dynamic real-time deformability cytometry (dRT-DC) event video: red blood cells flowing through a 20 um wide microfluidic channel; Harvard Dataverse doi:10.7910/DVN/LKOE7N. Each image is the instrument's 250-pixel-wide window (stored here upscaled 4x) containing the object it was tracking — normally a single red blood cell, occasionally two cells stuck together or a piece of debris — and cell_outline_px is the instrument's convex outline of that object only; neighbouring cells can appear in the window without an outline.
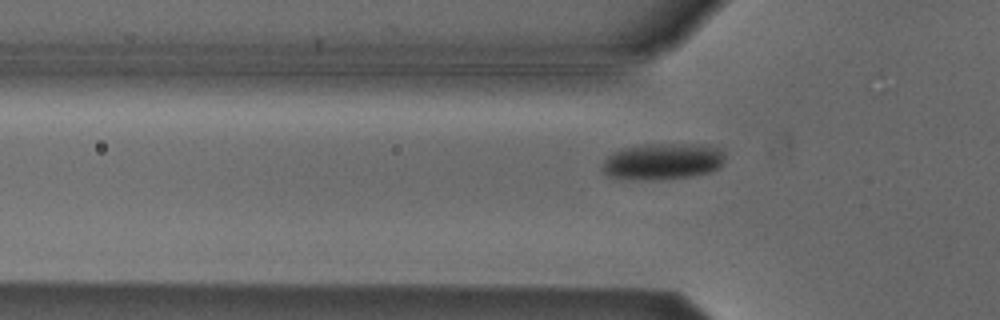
{"species": "Egyptian fruit bat (a non-hibernating species)", "species_latin": "Rousettus aegyptiacus", "temperature_condition": "cold", "stored_images_in_passage": 37, "camera_frame_rate_fps": 3000, "um_per_image_px": 0.085, "animal": {"sex": "male"}, "frame": {"image": 1, "passage_image": 3, "time_ms": 0.667, "image_size_px": [1000, 320], "cell_outline_px": [[724, 160], [720, 168], [712, 172], [688, 176], [656, 180], [636, 180], [608, 176], [600, 168], [604, 160], [612, 152], [620, 148], [644, 144], [704, 144], [720, 148], [724, 152]], "centroid_in_image_um": [56.32, 13.71], "position_along_channel_um": 69.5, "area_um2": 26.47}}
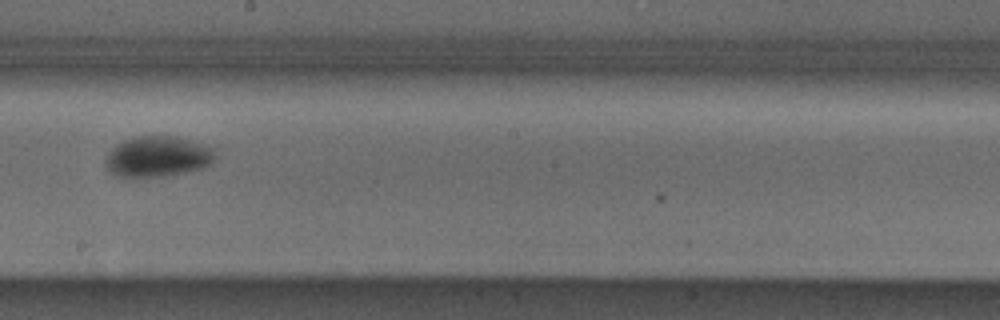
{"frame": {"image": 2, "passage_image": 16, "time_ms": 5.0, "image_size_px": [1000, 320], "cell_outline_px": [[216, 156], [212, 164], [204, 168], [168, 176], [116, 176], [108, 172], [104, 164], [104, 160], [108, 152], [116, 144], [132, 136], [176, 136], [208, 144], [216, 148]], "centroid_in_image_um": [13.44, 13.29], "position_along_channel_um": 234.8, "area_um2": 26.7}}
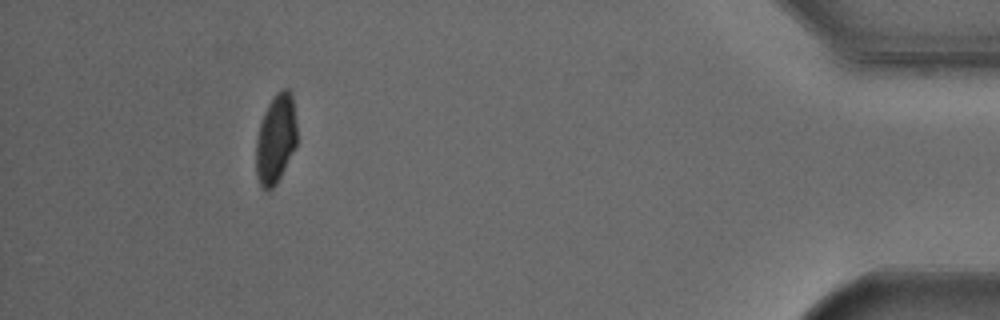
{"frame": {"image": 3, "passage_image": 35, "time_ms": 11.333, "image_size_px": [1000, 320], "cell_outline_px": [[296, 144], [276, 184], [268, 192], [260, 188], [256, 172], [256, 140], [260, 124], [264, 112], [268, 104], [276, 92], [280, 88], [288, 88], [292, 96], [296, 124]], "centroid_in_image_um": [23.42, 11.81], "position_along_channel_um": 411.8, "area_um2": 21.21}, "authors_computed_cell_mechanics": {"area_um2": 25.143, "velocity_mm_per_s": 3.8155, "shape_relaxation_time_tau1_ms": 2.6127, "shape_relaxation_time_tau2_ms": null, "deformation_change_tau1": 0.1005, "deformation_change_tau2": null}}